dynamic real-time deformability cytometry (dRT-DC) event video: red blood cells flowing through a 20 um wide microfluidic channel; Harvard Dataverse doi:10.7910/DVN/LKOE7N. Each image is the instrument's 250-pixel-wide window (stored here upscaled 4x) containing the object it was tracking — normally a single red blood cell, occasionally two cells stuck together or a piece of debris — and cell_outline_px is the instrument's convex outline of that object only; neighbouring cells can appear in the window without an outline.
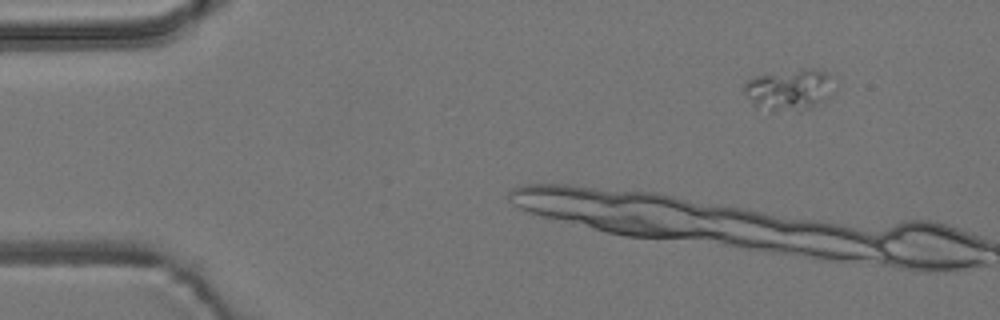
{"species": "common noctule bat (a hibernating species)", "species_latin": "Nyctalus noctula", "temperature_condition": "room temperature", "stored_images_in_passage": 5, "camera_frame_rate_fps": 3000, "um_per_image_px": 0.085, "animal": {"sex": "male", "body_mass_g": 19.2, "forearm_length_mm": 51.8}, "frame": {"image": 1, "passage_image": 1, "time_ms": 0.0, "image_size_px": [1000, 320], "cell_outline_px": [[828, 96], [824, 100], [808, 108], [772, 112], [756, 108], [752, 104], [744, 92], [744, 84], [752, 76], [800, 68], [816, 68], [828, 72]], "centroid_in_image_um": [66.96, 7.6], "position_along_channel_um": 18.0, "area_um2": 21.39}}